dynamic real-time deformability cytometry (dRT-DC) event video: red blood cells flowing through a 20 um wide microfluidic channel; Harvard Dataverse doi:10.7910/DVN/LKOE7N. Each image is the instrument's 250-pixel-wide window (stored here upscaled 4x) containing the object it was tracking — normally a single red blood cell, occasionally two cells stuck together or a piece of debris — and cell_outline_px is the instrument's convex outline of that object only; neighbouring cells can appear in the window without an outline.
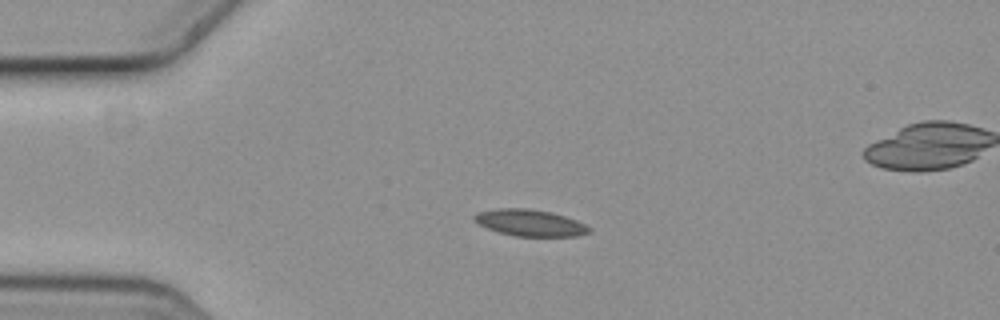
{"species": "common noctule bat (a hibernating species)", "species_latin": "Nyctalus noctula", "temperature_condition": "cold", "stored_images_in_passage": 5, "camera_frame_rate_fps": 3000, "um_per_image_px": 0.085, "animal": {"sex": "female", "body_mass_g": 19.3, "forearm_length_mm": 54.1}, "frame": {"image": 1, "passage_image": 3, "time_ms": 0.667, "image_size_px": [1000, 320], "cell_outline_px": [[592, 232], [576, 236], [516, 236], [500, 232], [488, 228], [472, 220], [472, 216], [476, 212], [496, 208], [528, 208], [552, 212], [576, 220], [592, 228]], "centroid_in_image_um": [45.04, 18.93], "position_along_channel_um": 40.0, "area_um2": 17.86}}